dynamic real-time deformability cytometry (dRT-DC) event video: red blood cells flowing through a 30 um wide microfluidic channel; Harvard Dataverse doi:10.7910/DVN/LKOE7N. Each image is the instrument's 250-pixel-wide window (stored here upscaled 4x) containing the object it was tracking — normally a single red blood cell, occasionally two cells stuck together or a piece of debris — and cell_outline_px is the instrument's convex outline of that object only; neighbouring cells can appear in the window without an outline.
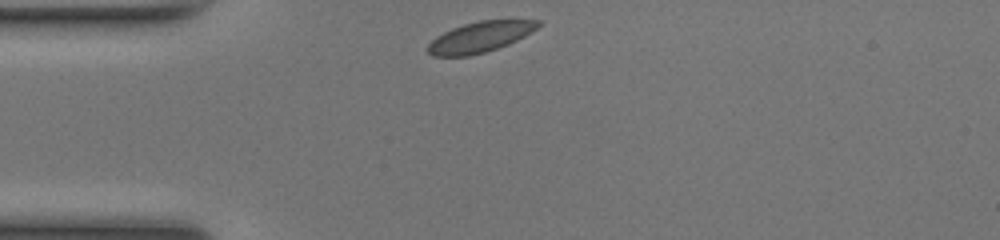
{"species": "common noctule bat (a hibernating species)", "species_latin": "Nyctalus noctula", "temperature_condition": "room temperature", "stored_images_in_passage": 29, "camera_frame_rate_fps": 3000, "um_per_image_px": 0.085, "animal": {"sex": "female", "body_mass_g": 17.0, "forearm_length_mm": 48.0}, "frame": {"image": 1, "passage_image": 1, "time_ms": 0.0, "image_size_px": [1000, 240], "cell_outline_px": [[540, 24], [532, 32], [508, 44], [484, 52], [468, 56], [432, 56], [424, 48], [436, 36], [452, 28], [464, 24], [480, 20], [540, 20]], "centroid_in_image_um": [40.76, 3.15], "position_along_channel_um": 44.2, "area_um2": 19.54}}
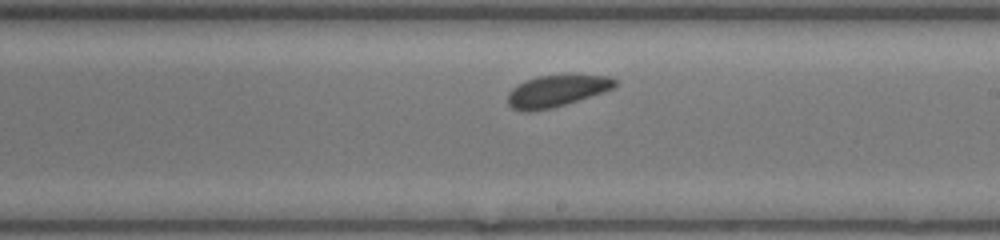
{"frame": {"image": 2, "passage_image": 17, "time_ms": 5.333, "image_size_px": [1000, 240], "cell_outline_px": [[616, 84], [612, 88], [552, 108], [528, 112], [520, 112], [512, 108], [508, 104], [508, 92], [512, 88], [524, 80], [540, 76], [608, 76], [616, 80]], "centroid_in_image_um": [47.2, 7.75], "position_along_channel_um": 241.8, "area_um2": 19.19}}
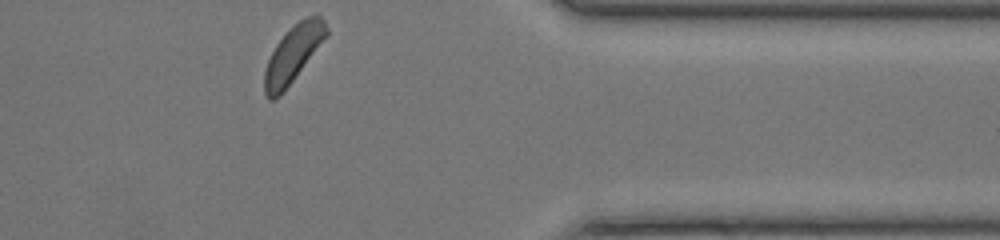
{"frame": {"image": 3, "passage_image": 29, "time_ms": 9.333, "image_size_px": [1000, 240], "cell_outline_px": [[328, 36], [280, 96], [272, 100], [268, 100], [264, 92], [264, 72], [268, 60], [276, 44], [300, 20], [316, 12], [324, 20], [328, 28]], "centroid_in_image_um": [24.94, 4.6], "position_along_channel_um": 386.5, "area_um2": 20.29}}